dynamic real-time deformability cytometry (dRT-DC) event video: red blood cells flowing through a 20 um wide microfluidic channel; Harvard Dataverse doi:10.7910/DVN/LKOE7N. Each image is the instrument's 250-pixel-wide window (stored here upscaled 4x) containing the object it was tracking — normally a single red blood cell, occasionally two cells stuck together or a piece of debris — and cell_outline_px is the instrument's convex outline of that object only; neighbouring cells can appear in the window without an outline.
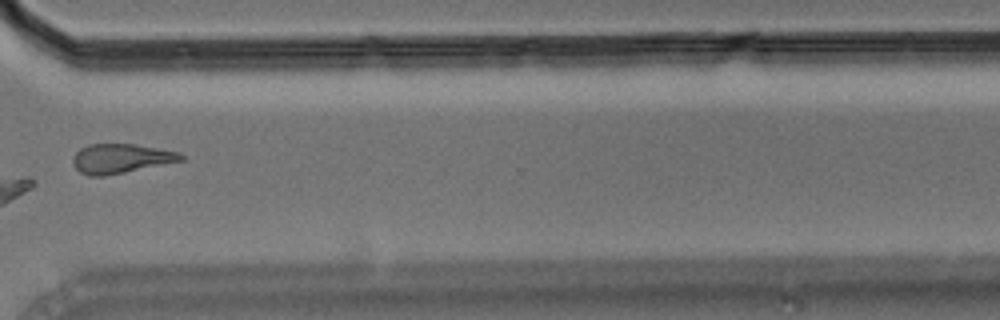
{"species": "Egyptian fruit bat (a non-hibernating species)", "species_latin": "Rousettus aegyptiacus", "temperature_condition": "room temperature", "stored_images_in_passage": 12, "camera_frame_rate_fps": 3000, "um_per_image_px": 0.085, "animal": {"sex": "male"}, "frame": {"image": 1, "passage_image": 10, "time_ms": 3.0, "image_size_px": [1000, 320], "cell_outline_px": [[184, 160], [104, 176], [88, 176], [80, 172], [72, 164], [72, 160], [76, 152], [80, 148], [88, 144], [136, 144], [180, 152], [184, 156]], "centroid_in_image_um": [10.25, 13.47], "position_along_channel_um": 360.3, "area_um2": 18.5}}